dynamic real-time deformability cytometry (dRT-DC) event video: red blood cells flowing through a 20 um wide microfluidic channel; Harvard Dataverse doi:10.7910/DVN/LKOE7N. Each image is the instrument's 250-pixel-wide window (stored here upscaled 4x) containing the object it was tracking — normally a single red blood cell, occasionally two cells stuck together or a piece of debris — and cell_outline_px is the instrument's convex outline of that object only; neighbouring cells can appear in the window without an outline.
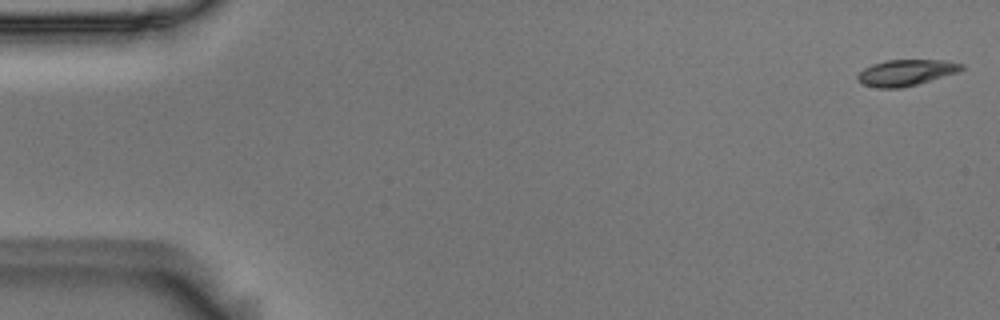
{"species": "Egyptian fruit bat (a non-hibernating species)", "species_latin": "Rousettus aegyptiacus", "temperature_condition": "room temperature", "stored_images_in_passage": 5, "camera_frame_rate_fps": 3000, "um_per_image_px": 0.085, "animal": {"sex": "male"}, "frame": {"image": 1, "passage_image": 1, "time_ms": 0.0, "image_size_px": [1000, 320], "cell_outline_px": [[964, 68], [960, 72], [916, 84], [900, 88], [880, 88], [860, 84], [856, 80], [856, 76], [864, 68], [872, 64], [884, 60], [944, 60], [964, 64]], "centroid_in_image_um": [76.99, 6.17], "position_along_channel_um": 8.0, "area_um2": 15.95}}